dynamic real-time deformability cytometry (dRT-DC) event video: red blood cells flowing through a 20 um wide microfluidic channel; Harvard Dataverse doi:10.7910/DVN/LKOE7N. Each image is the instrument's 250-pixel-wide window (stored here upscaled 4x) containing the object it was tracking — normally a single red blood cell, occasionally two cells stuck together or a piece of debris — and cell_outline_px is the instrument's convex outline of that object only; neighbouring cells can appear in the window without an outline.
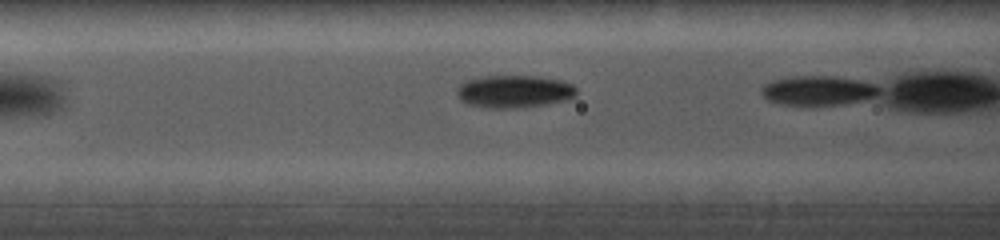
{"species": "common noctule bat (a hibernating species)", "species_latin": "Nyctalus noctula", "temperature_condition": "cold", "stored_images_in_passage": 5, "camera_frame_rate_fps": 5000, "um_per_image_px": 0.085, "animal": {"sex": "female", "body_mass_g": 19.0, "forearm_length_mm": 56.7}, "frame": {"image": 1, "passage_image": 4, "time_ms": 1.4, "image_size_px": [1000, 240], "cell_outline_px": [[576, 96], [568, 100], [548, 104], [524, 108], [488, 108], [468, 104], [460, 100], [456, 92], [460, 84], [468, 80], [484, 76], [536, 76], [560, 80], [572, 84], [576, 88]], "centroid_in_image_um": [43.73, 7.79], "position_along_channel_um": 122.9, "area_um2": 22.89}}